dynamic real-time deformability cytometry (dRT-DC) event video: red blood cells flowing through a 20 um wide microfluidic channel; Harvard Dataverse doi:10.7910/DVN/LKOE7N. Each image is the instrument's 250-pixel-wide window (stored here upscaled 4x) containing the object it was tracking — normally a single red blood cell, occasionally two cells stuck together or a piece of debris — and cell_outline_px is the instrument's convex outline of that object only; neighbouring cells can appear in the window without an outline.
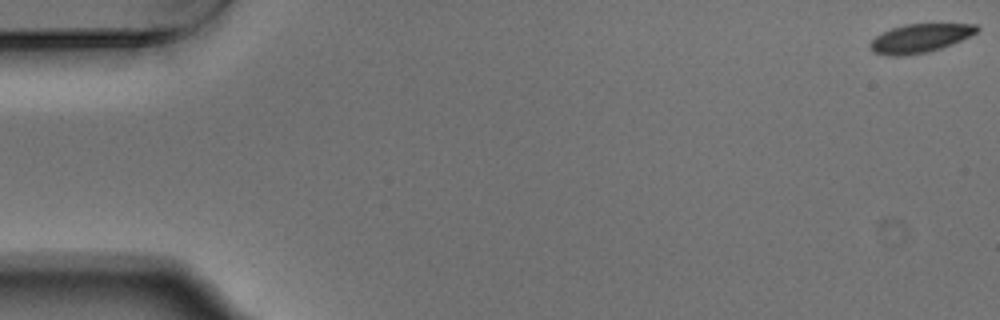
{"species": "Egyptian fruit bat (a non-hibernating species)", "species_latin": "Rousettus aegyptiacus", "temperature_condition": "warm", "stored_images_in_passage": 16, "camera_frame_rate_fps": 3000, "um_per_image_px": 0.085, "animal": {"sex": "male"}, "frame": {"image": 1, "passage_image": 1, "time_ms": 0.0, "image_size_px": [1000, 320], "cell_outline_px": [[980, 28], [976, 32], [960, 40], [940, 48], [928, 52], [900, 56], [888, 56], [872, 52], [868, 44], [876, 36], [892, 28], [904, 24], [976, 24]], "centroid_in_image_um": [78.14, 3.26], "position_along_channel_um": 6.9, "area_um2": 17.63}}
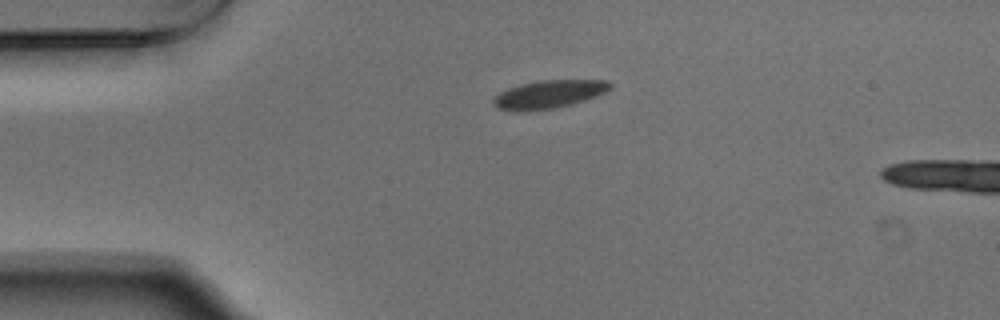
{"frame": {"image": 2, "passage_image": 13, "time_ms": 4.0, "image_size_px": [1000, 320], "cell_outline_px": [[612, 88], [596, 96], [584, 100], [552, 108], [496, 108], [492, 104], [492, 100], [500, 92], [508, 88], [520, 84], [540, 80], [608, 80], [612, 84]], "centroid_in_image_um": [46.72, 7.95], "position_along_channel_um": 38.3, "area_um2": 18.21}}